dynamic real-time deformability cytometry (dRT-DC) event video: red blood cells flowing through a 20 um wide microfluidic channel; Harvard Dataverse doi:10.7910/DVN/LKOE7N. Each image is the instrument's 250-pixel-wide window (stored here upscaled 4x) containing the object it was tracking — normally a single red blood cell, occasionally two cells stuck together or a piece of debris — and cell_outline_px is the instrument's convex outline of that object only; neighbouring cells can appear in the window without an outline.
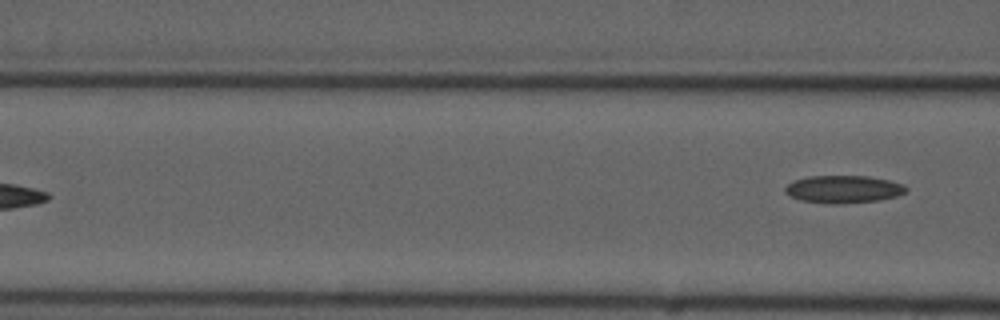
{"species": "common noctule bat (a hibernating species)", "species_latin": "Nyctalus noctula", "temperature_condition": "cold", "stored_images_in_passage": 8, "camera_frame_rate_fps": 3000, "um_per_image_px": 0.085, "animal": {"sex": "male", "forearm_length_mm": 52.5}, "frame": {"image": 1, "passage_image": 8, "time_ms": 8.333, "image_size_px": [1000, 320], "cell_outline_px": [[908, 192], [896, 196], [880, 200], [840, 204], [832, 204], [800, 200], [788, 196], [784, 192], [784, 188], [788, 184], [796, 180], [808, 176], [868, 176], [888, 180], [904, 184], [908, 188]], "centroid_in_image_um": [71.7, 16.09], "position_along_channel_um": 94.9, "area_um2": 19.59}}